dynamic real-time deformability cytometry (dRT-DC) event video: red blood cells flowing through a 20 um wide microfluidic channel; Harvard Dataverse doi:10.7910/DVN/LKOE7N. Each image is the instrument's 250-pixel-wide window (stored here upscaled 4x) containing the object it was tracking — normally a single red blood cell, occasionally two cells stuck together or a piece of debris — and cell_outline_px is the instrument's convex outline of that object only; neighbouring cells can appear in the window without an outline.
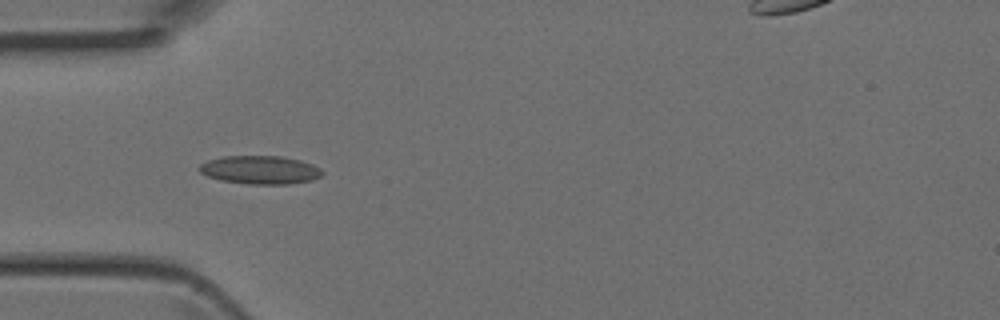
{"species": "Egyptian fruit bat (a non-hibernating species)", "species_latin": "Rousettus aegyptiacus", "temperature_condition": "room temperature", "stored_images_in_passage": 5, "camera_frame_rate_fps": 3000, "um_per_image_px": 0.085, "animal": {"sex": "female"}, "frame": {"image": 1, "passage_image": 4, "time_ms": 1.0, "image_size_px": [1000, 320], "cell_outline_px": [[324, 176], [312, 180], [288, 184], [248, 184], [220, 180], [208, 176], [200, 172], [196, 168], [200, 164], [208, 160], [224, 156], [280, 156], [300, 160], [312, 164], [320, 168], [324, 172]], "centroid_in_image_um": [22.12, 14.44], "position_along_channel_um": 62.9, "area_um2": 20.46}}
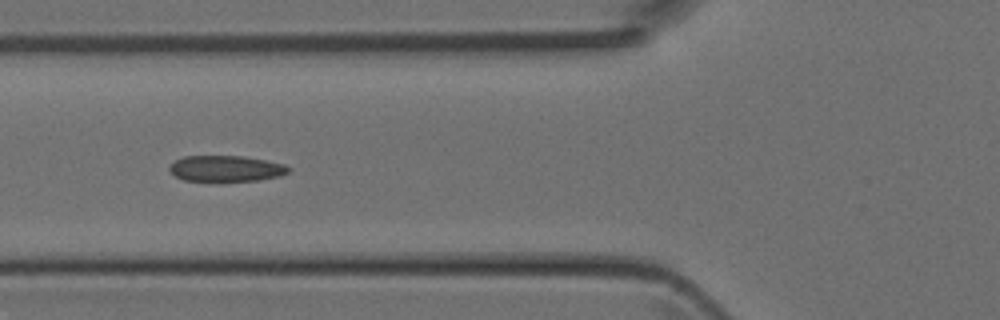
{"frame": {"image": 2, "passage_image": 5, "time_ms": 1.333, "image_size_px": [1000, 320], "cell_outline_px": [[292, 168], [288, 172], [280, 176], [260, 180], [184, 180], [176, 176], [168, 168], [176, 160], [184, 156], [244, 156], [284, 164]], "centroid_in_image_um": [19.25, 14.31], "position_along_channel_um": 106.6, "area_um2": 17.69}}